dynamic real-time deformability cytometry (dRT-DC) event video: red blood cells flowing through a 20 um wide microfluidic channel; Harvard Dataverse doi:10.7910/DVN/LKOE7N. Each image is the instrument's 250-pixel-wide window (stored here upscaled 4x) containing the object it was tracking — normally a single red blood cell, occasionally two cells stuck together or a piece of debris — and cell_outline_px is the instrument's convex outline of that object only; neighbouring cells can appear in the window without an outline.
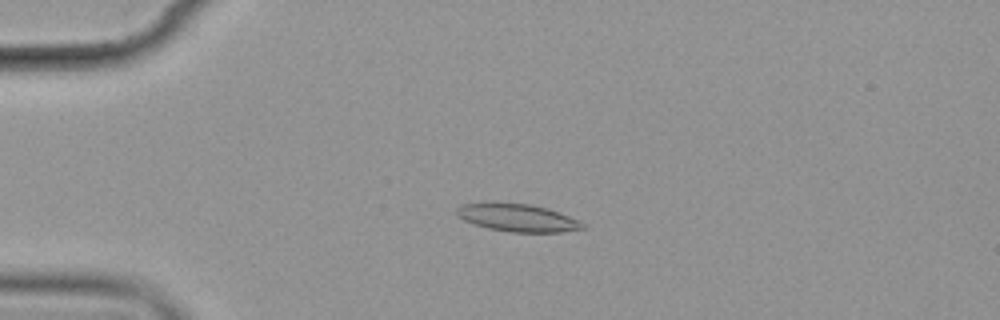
{"species": "common noctule bat (a hibernating species)", "species_latin": "Nyctalus noctula", "temperature_condition": "cold", "stored_images_in_passage": 5, "camera_frame_rate_fps": 3000, "um_per_image_px": 0.085, "animal": {"sex": "female", "body_mass_g": 19.9}, "frame": {"image": 1, "passage_image": 3, "time_ms": 2.0, "image_size_px": [1000, 320], "cell_outline_px": [[584, 228], [560, 232], [512, 232], [488, 228], [464, 220], [456, 216], [456, 208], [460, 204], [492, 200], [496, 200], [528, 204], [548, 208], [560, 212], [580, 220], [584, 224]], "centroid_in_image_um": [43.93, 18.46], "position_along_channel_um": 41.1, "area_um2": 20.92}}
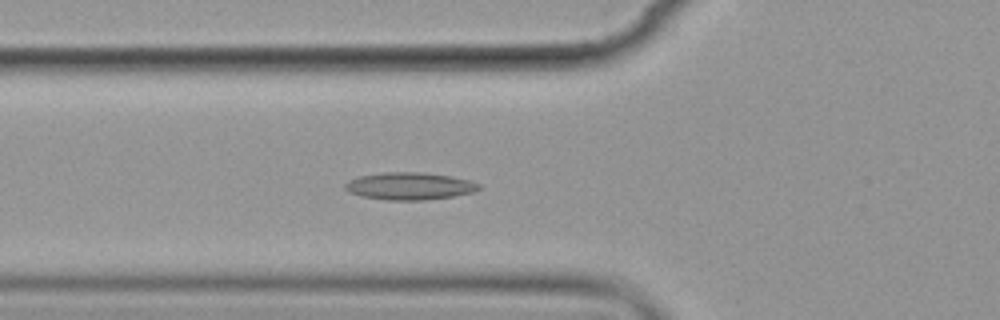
{"frame": {"image": 2, "passage_image": 5, "time_ms": 4.333, "image_size_px": [1000, 320], "cell_outline_px": [[480, 188], [472, 192], [452, 196], [424, 200], [384, 200], [360, 196], [348, 192], [344, 188], [344, 184], [348, 180], [360, 176], [384, 172], [420, 172], [452, 176], [468, 180], [480, 184]], "centroid_in_image_um": [34.76, 15.82], "position_along_channel_um": 91.0, "area_um2": 21.33}}